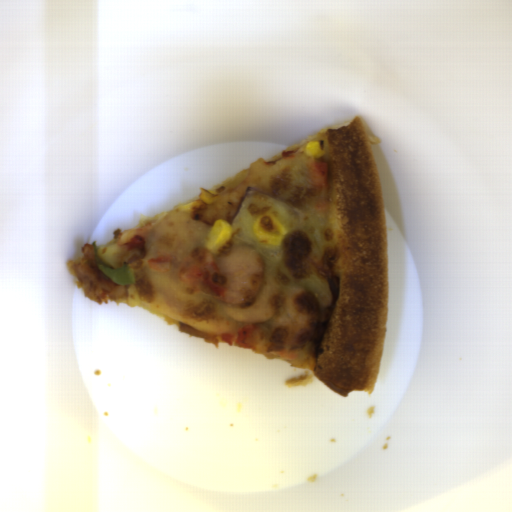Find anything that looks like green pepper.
Here are the masks:
<instances>
[{
	"label": "green pepper",
	"instance_id": "372bd49c",
	"mask_svg": "<svg viewBox=\"0 0 512 512\" xmlns=\"http://www.w3.org/2000/svg\"><path fill=\"white\" fill-rule=\"evenodd\" d=\"M93 255L95 259L96 266L98 269L107 276L112 282L118 285H133L136 283V276L134 269L130 266L123 265L117 268H112L104 261H102L97 252V244L96 241L92 243Z\"/></svg>",
	"mask_w": 512,
	"mask_h": 512
}]
</instances>
